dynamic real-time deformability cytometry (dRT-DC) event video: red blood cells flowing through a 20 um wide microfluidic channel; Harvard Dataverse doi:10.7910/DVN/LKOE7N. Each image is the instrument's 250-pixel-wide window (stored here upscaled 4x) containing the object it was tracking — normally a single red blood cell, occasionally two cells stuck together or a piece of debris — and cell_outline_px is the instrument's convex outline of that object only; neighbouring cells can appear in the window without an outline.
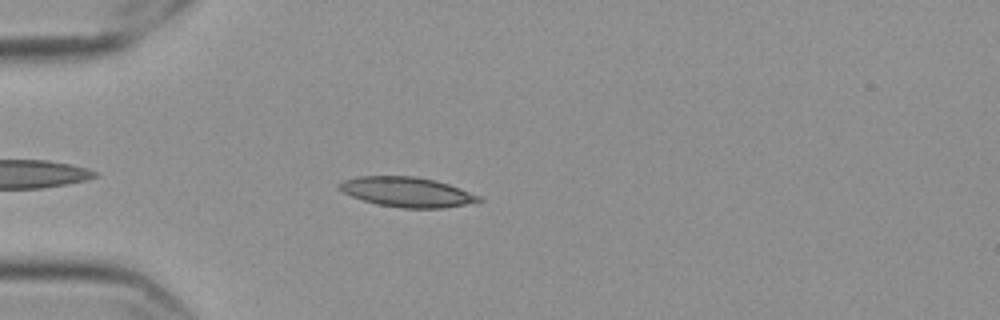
{"species": "Egyptian fruit bat (a non-hibernating species)", "species_latin": "Rousettus aegyptiacus", "temperature_condition": "cold", "stored_images_in_passage": 46, "camera_frame_rate_fps": 3000, "um_per_image_px": 0.085, "frame": {"image": 1, "passage_image": 5, "time_ms": 1.333, "image_size_px": [1000, 320], "cell_outline_px": [[484, 200], [464, 204], [440, 208], [404, 208], [380, 204], [364, 200], [352, 196], [336, 188], [336, 184], [344, 180], [360, 176], [416, 176], [436, 180], [460, 188], [480, 196]], "centroid_in_image_um": [34.57, 16.3], "position_along_channel_um": 50.4, "area_um2": 24.04}}
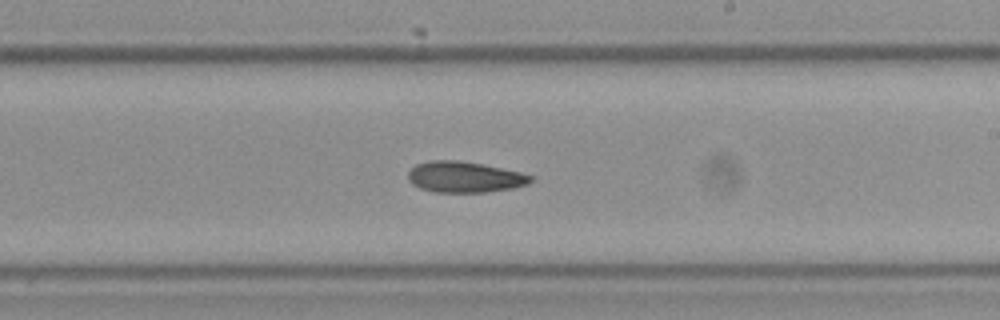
{"frame": {"image": 2, "passage_image": 23, "time_ms": 7.333, "image_size_px": [1000, 320], "cell_outline_px": [[532, 180], [528, 184], [516, 188], [484, 192], [436, 192], [420, 188], [412, 184], [408, 180], [408, 172], [416, 164], [428, 160], [460, 160], [520, 172], [532, 176]], "centroid_in_image_um": [39.47, 15.05], "position_along_channel_um": 249.5, "area_um2": 22.08}}
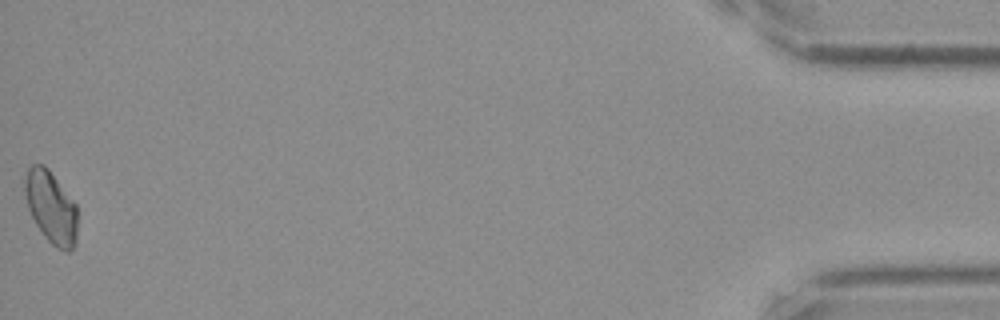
{"frame": {"image": 3, "passage_image": 46, "time_ms": 15.0, "image_size_px": [1000, 320], "cell_outline_px": [[76, 240], [72, 248], [68, 252], [64, 252], [56, 248], [44, 236], [36, 224], [28, 208], [24, 192], [24, 180], [28, 168], [32, 164], [44, 164], [48, 168], [76, 204]], "centroid_in_image_um": [4.32, 17.6], "position_along_channel_um": 430.9, "area_um2": 22.08}, "authors_computed_cell_mechanics": {"area_um2": 22.0796, "velocity_mm_per_s": 3.5625, "shape_relaxation_time_tau1_ms": 11.263, "shape_relaxation_time_tau2_ms": 8.7333, "deformation_change_tau1": 0.1685, "deformation_change_tau2": 0.1471}}